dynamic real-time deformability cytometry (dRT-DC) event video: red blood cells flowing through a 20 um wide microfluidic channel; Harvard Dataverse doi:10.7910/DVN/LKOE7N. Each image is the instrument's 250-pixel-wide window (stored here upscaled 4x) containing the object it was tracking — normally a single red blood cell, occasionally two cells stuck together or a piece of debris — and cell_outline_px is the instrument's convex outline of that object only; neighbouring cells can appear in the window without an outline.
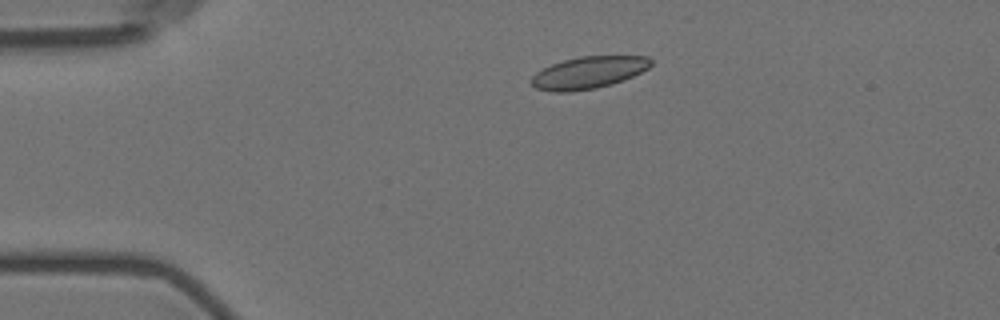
{"species": "Egyptian fruit bat (a non-hibernating species)", "species_latin": "Rousettus aegyptiacus", "temperature_condition": "room temperature", "stored_images_in_passage": 5, "camera_frame_rate_fps": 3000, "um_per_image_px": 0.085, "animal": {"sex": "female"}, "frame": {"image": 1, "passage_image": 3, "time_ms": 2.333, "image_size_px": [1000, 320], "cell_outline_px": [[652, 64], [648, 68], [624, 80], [612, 84], [596, 88], [568, 92], [552, 92], [536, 88], [528, 80], [536, 72], [552, 64], [564, 60], [580, 56], [648, 56], [652, 60]], "centroid_in_image_um": [50.01, 6.17], "position_along_channel_um": 35.0, "area_um2": 22.37}}
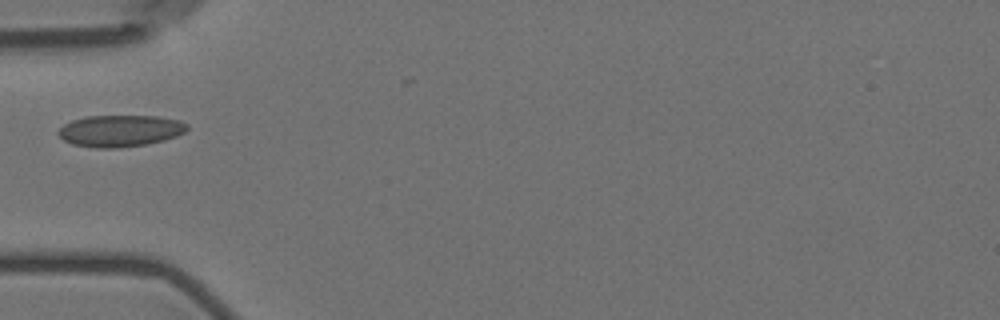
{"frame": {"image": 2, "passage_image": 5, "time_ms": 4.667, "image_size_px": [1000, 320], "cell_outline_px": [[188, 128], [184, 132], [176, 136], [164, 140], [144, 144], [120, 148], [96, 148], [72, 144], [64, 140], [56, 132], [64, 124], [72, 120], [88, 116], [156, 116], [180, 120], [188, 124]], "centroid_in_image_um": [10.21, 11.12], "position_along_channel_um": 74.8, "area_um2": 23.76}}